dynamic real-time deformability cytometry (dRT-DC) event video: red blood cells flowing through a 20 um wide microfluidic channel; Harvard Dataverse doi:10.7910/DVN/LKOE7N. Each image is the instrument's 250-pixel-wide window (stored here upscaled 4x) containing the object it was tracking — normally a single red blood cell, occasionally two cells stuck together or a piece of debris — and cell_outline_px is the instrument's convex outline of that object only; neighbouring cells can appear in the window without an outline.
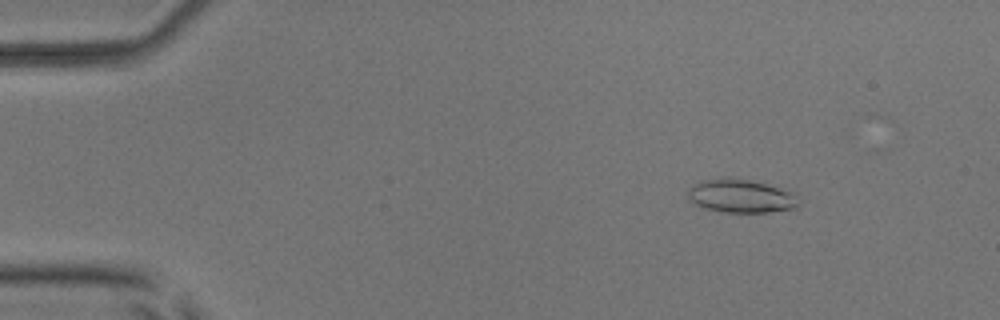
{"species": "common noctule bat (a hibernating species)", "species_latin": "Nyctalus noctula", "temperature_condition": "room temperature", "stored_images_in_passage": 47, "camera_frame_rate_fps": 3000, "um_per_image_px": 0.085, "animal": {"sex": "male", "body_mass_g": 17.9, "forearm_length_mm": 54.2}, "frame": {"image": 1, "passage_image": 8, "time_ms": 2.333, "image_size_px": [1000, 320], "cell_outline_px": [[800, 204], [796, 208], [768, 212], [724, 212], [704, 208], [696, 204], [688, 196], [688, 188], [692, 184], [704, 180], [728, 176], [748, 180], [796, 192]], "centroid_in_image_um": [63.0, 16.65], "position_along_channel_um": 22.0, "area_um2": 21.68}}
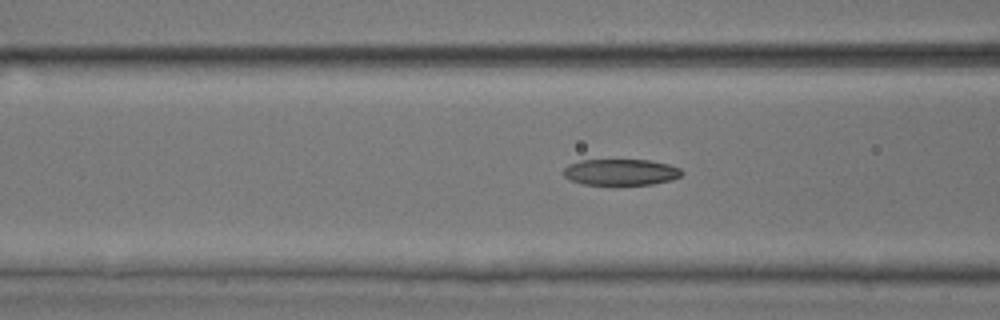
{"frame": {"image": 2, "passage_image": 22, "time_ms": 7.0, "image_size_px": [1000, 320], "cell_outline_px": [[684, 172], [680, 176], [672, 180], [652, 184], [584, 184], [568, 180], [560, 172], [568, 164], [580, 160], [652, 160], [668, 164], [680, 168]], "centroid_in_image_um": [52.74, 14.62], "position_along_channel_um": 113.9, "area_um2": 18.21}}
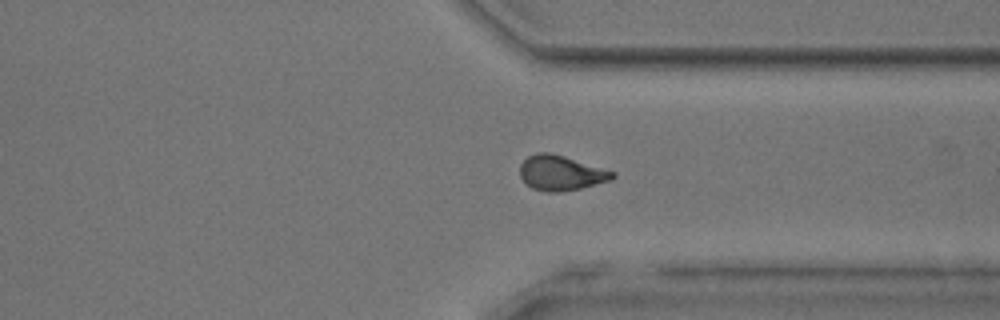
{"frame": {"image": 3, "passage_image": 41, "time_ms": 13.333, "image_size_px": [1000, 320], "cell_outline_px": [[616, 176], [612, 180], [580, 188], [556, 192], [544, 192], [532, 188], [520, 176], [520, 164], [528, 156], [536, 152], [548, 152], [564, 156], [616, 172]], "centroid_in_image_um": [47.68, 14.69], "position_along_channel_um": 363.7, "area_um2": 18.79}}